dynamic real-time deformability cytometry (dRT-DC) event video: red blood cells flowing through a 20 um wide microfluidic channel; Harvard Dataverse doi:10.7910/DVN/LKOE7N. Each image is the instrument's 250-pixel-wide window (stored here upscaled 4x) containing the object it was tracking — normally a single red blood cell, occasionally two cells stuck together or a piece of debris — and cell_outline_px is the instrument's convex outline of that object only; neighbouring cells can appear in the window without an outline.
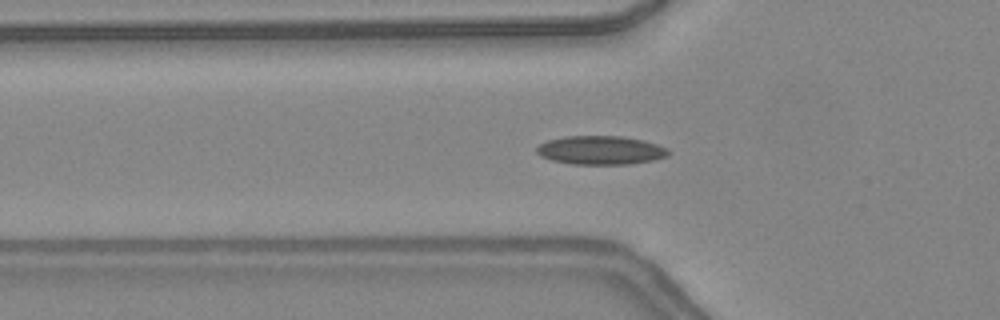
{"species": "common noctule bat (a hibernating species)", "species_latin": "Nyctalus noctula", "temperature_condition": "warm", "stored_images_in_passage": 49, "camera_frame_rate_fps": 3000, "um_per_image_px": 0.085, "animal": {"sex": "female", "body_mass_g": 24.6, "forearm_length_mm": 56.2}, "frame": {"image": 1, "passage_image": 17, "time_ms": 5.333, "image_size_px": [1000, 320], "cell_outline_px": [[672, 152], [668, 156], [652, 160], [628, 164], [572, 164], [552, 160], [540, 156], [536, 152], [536, 148], [540, 144], [548, 140], [564, 136], [624, 136], [644, 140], [668, 148]], "centroid_in_image_um": [51.07, 12.76], "position_along_channel_um": 74.7, "area_um2": 22.14}}
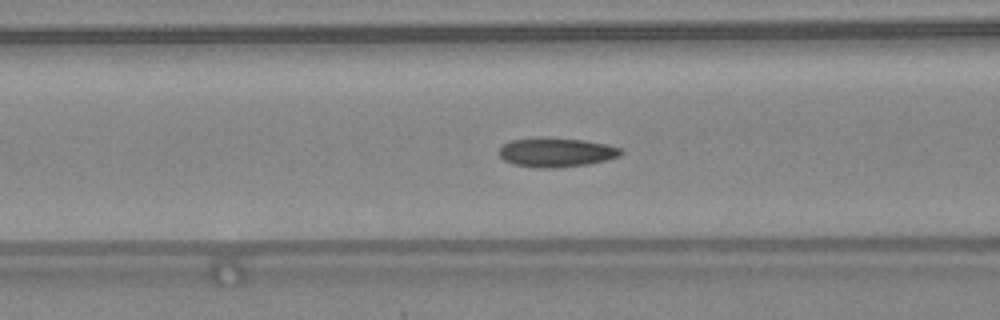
{"frame": {"image": 2, "passage_image": 20, "time_ms": 6.333, "image_size_px": [1000, 320], "cell_outline_px": [[624, 152], [620, 156], [608, 160], [588, 164], [556, 168], [540, 168], [512, 164], [504, 160], [500, 156], [500, 148], [504, 144], [512, 140], [584, 140], [624, 148]], "centroid_in_image_um": [47.36, 13.0], "position_along_channel_um": 119.2, "area_um2": 20.0}}
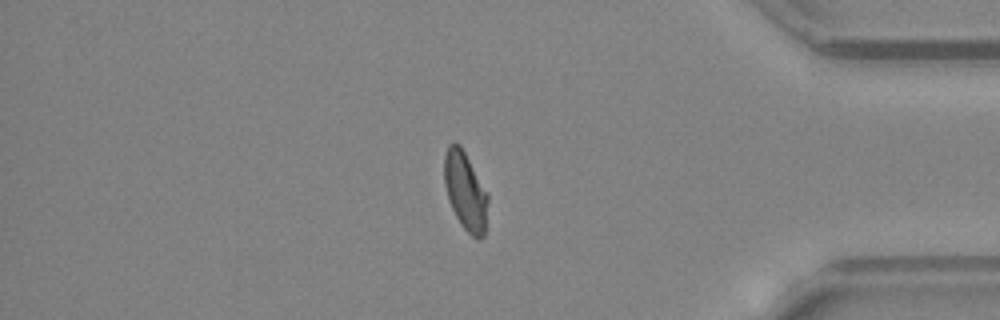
{"frame": {"image": 3, "passage_image": 41, "time_ms": 13.333, "image_size_px": [1000, 320], "cell_outline_px": [[488, 200], [484, 236], [480, 240], [476, 240], [460, 224], [452, 208], [444, 184], [444, 156], [448, 144], [452, 140], [456, 140], [460, 144], [488, 192]], "centroid_in_image_um": [39.56, 16.21], "position_along_channel_um": 395.6, "area_um2": 20.17}, "authors_computed_cell_mechanics": {"area_um2": 20.1722, "velocity_mm_per_s": 4.3613, "shape_relaxation_time_tau1_ms": null, "shape_relaxation_time_tau2_ms": 1.239, "deformation_change_tau1": null, "deformation_change_tau2": 0.0742}}